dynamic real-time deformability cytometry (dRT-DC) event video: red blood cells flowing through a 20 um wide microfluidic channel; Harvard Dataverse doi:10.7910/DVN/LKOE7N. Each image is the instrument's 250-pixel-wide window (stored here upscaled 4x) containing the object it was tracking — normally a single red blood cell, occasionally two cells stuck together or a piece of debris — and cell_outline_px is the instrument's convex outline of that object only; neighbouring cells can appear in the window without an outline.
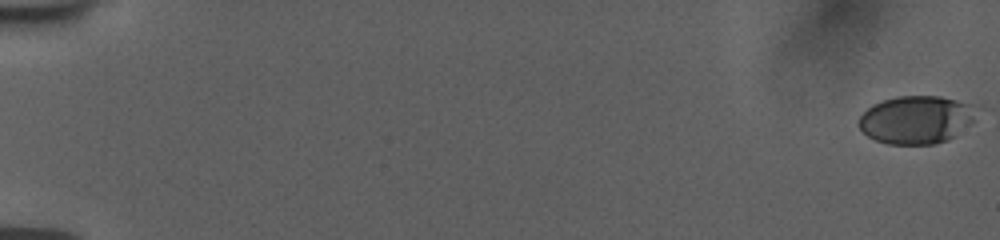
{"species": "human", "species_latin": "Homo sapiens", "temperature_condition": "room temperature", "stored_images_in_passage": 57, "camera_frame_rate_fps": 3000, "um_per_image_px": 0.085, "donor": {"sex": "female"}, "frame": {"image": 1, "passage_image": 1, "time_ms": 0.0, "image_size_px": [1000, 240], "cell_outline_px": [[972, 124], [956, 136], [948, 140], [936, 144], [888, 144], [876, 140], [868, 136], [856, 124], [860, 116], [872, 104], [896, 96], [940, 96], [972, 104]], "centroid_in_image_um": [77.85, 10.18], "position_along_channel_um": 7.2, "area_um2": 32.83}}
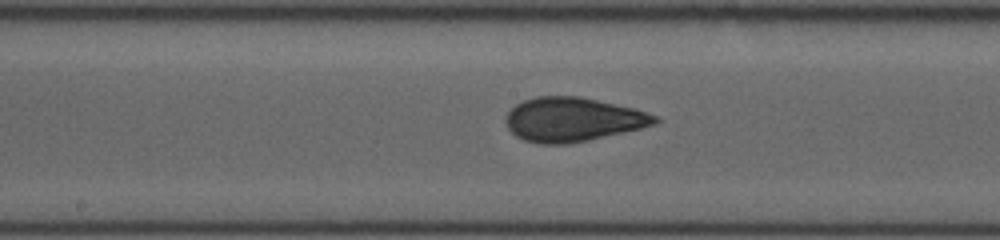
{"frame": {"image": 2, "passage_image": 32, "time_ms": 10.333, "image_size_px": [1000, 240], "cell_outline_px": [[660, 120], [656, 124], [640, 128], [588, 140], [568, 144], [540, 144], [524, 140], [516, 136], [508, 128], [504, 120], [508, 112], [516, 104], [524, 100], [536, 96], [580, 96], [636, 108], [660, 116]], "centroid_in_image_um": [48.7, 10.15], "position_along_channel_um": 199.5, "area_um2": 38.49}}
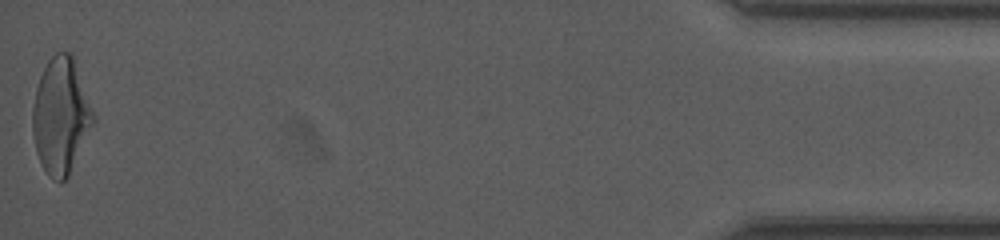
{"frame": {"image": 3, "passage_image": 57, "time_ms": 18.667, "image_size_px": [1000, 240], "cell_outline_px": [[96, 120], [68, 176], [60, 184], [52, 180], [48, 176], [40, 164], [36, 152], [32, 132], [32, 108], [36, 88], [40, 76], [48, 60], [56, 52], [68, 52], [72, 56], [96, 116]], "centroid_in_image_um": [5.16, 9.9], "position_along_channel_um": 430.0, "area_um2": 41.15}, "authors_computed_cell_mechanics": {"area_um2": 37.2232, "velocity_mm_per_s": 3.7622, "shape_relaxation_time_tau1_ms": 4.0389, "shape_relaxation_time_tau2_ms": 1.1515, "deformation_change_tau1": 0.1699, "deformation_change_tau2": 0.0691}}